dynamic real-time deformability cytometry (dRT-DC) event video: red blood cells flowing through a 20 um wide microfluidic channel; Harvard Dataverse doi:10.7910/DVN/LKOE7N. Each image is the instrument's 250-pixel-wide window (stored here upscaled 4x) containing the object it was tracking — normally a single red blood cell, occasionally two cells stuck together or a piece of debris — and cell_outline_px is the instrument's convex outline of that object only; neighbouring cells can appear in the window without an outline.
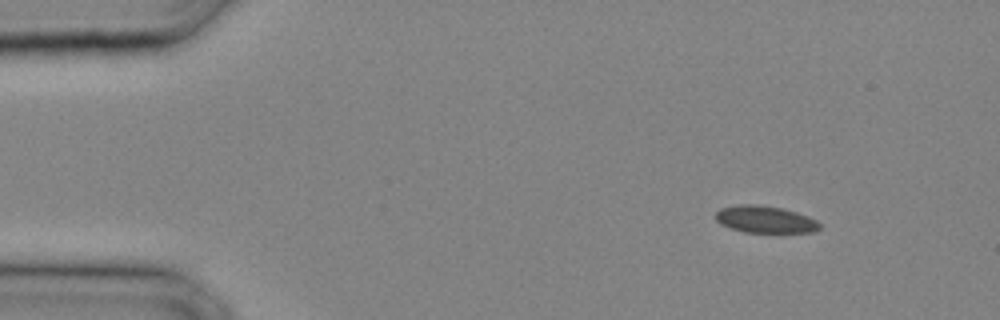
{"species": "common noctule bat (a hibernating species)", "species_latin": "Nyctalus noctula", "temperature_condition": "cold", "stored_images_in_passage": 28, "camera_frame_rate_fps": 3000, "um_per_image_px": 0.085, "animal": {"sex": "male", "body_mass_g": 20.4}, "frame": {"image": 1, "passage_image": 1, "time_ms": 0.0, "image_size_px": [1000, 320], "cell_outline_px": [[820, 228], [816, 232], [744, 232], [720, 224], [716, 220], [716, 212], [720, 208], [740, 204], [756, 204], [780, 208], [796, 212], [808, 216], [816, 220], [820, 224]], "centroid_in_image_um": [65.03, 18.65], "position_along_channel_um": 20.0, "area_um2": 16.3}}
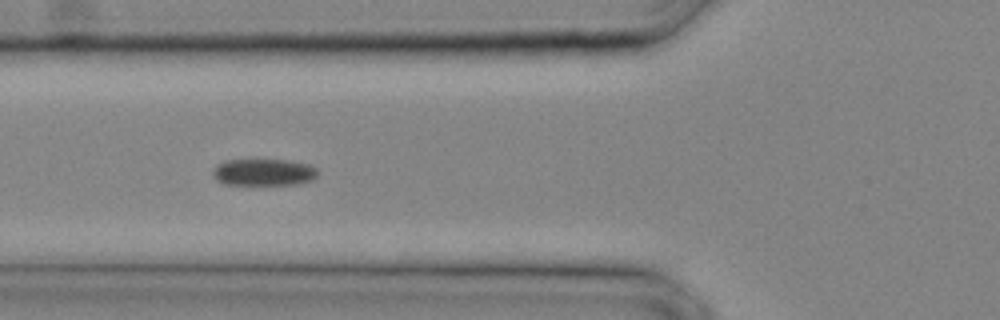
{"frame": {"image": 2, "passage_image": 9, "time_ms": 2.667, "image_size_px": [1000, 320], "cell_outline_px": [[320, 172], [312, 180], [296, 184], [224, 184], [216, 180], [212, 176], [212, 168], [216, 164], [224, 160], [292, 160], [308, 164], [316, 168]], "centroid_in_image_um": [22.39, 14.63], "position_along_channel_um": 103.4, "area_um2": 16.59}}
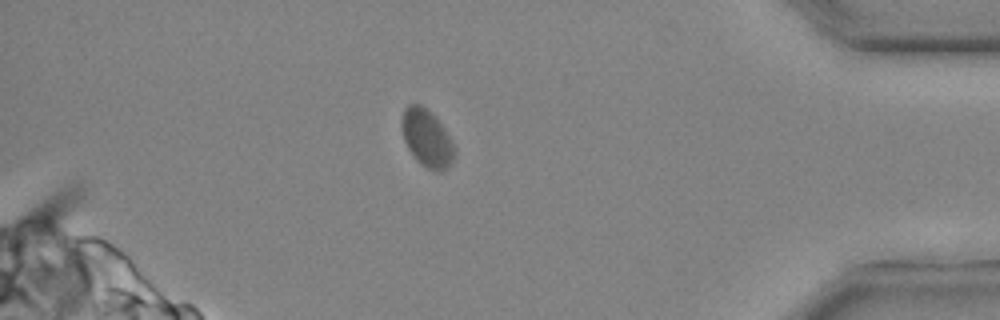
{"frame": {"image": 3, "passage_image": 25, "time_ms": 8.0, "image_size_px": [1000, 320], "cell_outline_px": [[456, 156], [440, 172], [436, 172], [420, 164], [416, 160], [408, 148], [404, 140], [400, 124], [400, 120], [404, 108], [408, 104], [420, 104], [444, 128], [456, 148]], "centroid_in_image_um": [36.25, 11.76], "position_along_channel_um": 398.9, "area_um2": 17.46}}